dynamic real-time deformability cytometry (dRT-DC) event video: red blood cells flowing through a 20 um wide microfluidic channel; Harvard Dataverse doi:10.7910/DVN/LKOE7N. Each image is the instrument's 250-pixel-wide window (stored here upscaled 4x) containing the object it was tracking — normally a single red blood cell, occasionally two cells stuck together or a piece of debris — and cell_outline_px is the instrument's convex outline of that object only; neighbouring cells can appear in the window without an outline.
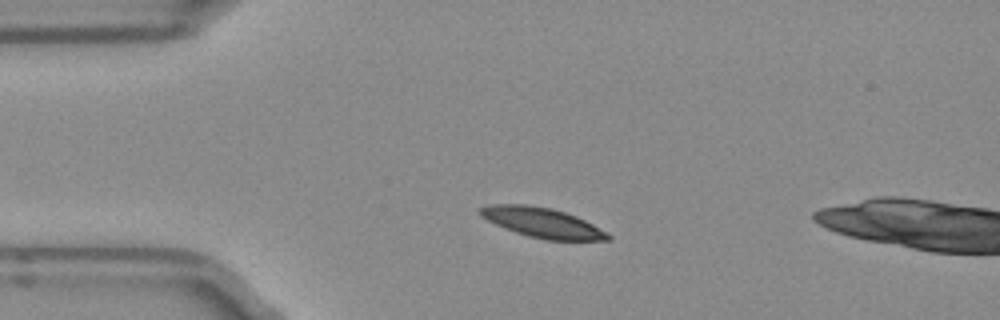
{"species": "Egyptian fruit bat (a non-hibernating species)", "species_latin": "Rousettus aegyptiacus", "temperature_condition": "room temperature", "stored_images_in_passage": 4, "camera_frame_rate_fps": 3000, "um_per_image_px": 0.085, "frame": {"image": 1, "passage_image": 2, "time_ms": 0.333, "image_size_px": [1000, 320], "cell_outline_px": [[612, 236], [608, 240], [544, 240], [528, 236], [504, 228], [480, 216], [480, 208], [488, 204], [524, 204], [552, 208], [576, 216], [592, 224]], "centroid_in_image_um": [46.07, 18.92], "position_along_channel_um": 38.9, "area_um2": 22.02}}